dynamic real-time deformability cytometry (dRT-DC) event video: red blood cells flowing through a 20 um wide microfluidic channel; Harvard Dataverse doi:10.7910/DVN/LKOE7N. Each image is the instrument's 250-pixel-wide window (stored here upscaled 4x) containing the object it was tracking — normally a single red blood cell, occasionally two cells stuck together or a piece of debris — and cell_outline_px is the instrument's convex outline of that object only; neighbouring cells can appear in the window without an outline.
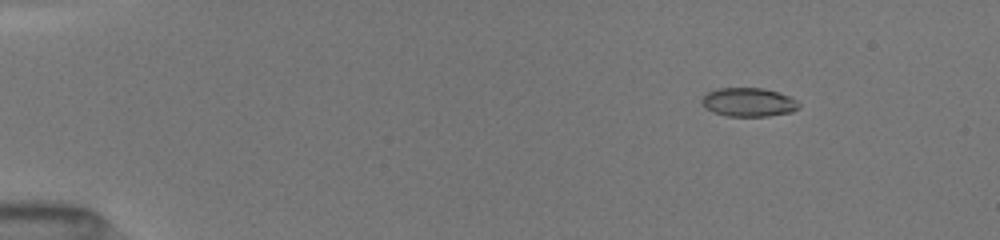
{"species": "common noctule bat (a hibernating species)", "species_latin": "Nyctalus noctula", "temperature_condition": "room temperature", "stored_images_in_passage": 9, "camera_frame_rate_fps": 3000, "um_per_image_px": 0.085, "animal": {"sex": "female", "body_mass_g": 19.5, "forearm_length_mm": 54.1}, "frame": {"image": 1, "passage_image": 4, "time_ms": 2.0, "image_size_px": [1000, 240], "cell_outline_px": [[800, 108], [792, 112], [768, 116], [728, 116], [712, 112], [704, 108], [700, 100], [708, 92], [716, 88], [764, 88], [788, 96], [796, 100], [800, 104]], "centroid_in_image_um": [63.61, 8.69], "position_along_channel_um": 21.4, "area_um2": 16.36}}
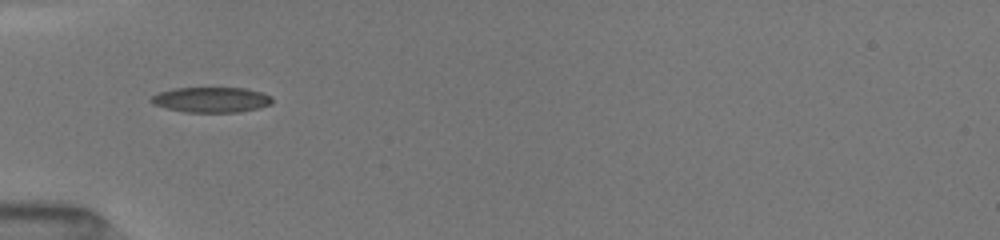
{"frame": {"image": 2, "passage_image": 8, "time_ms": 5.667, "image_size_px": [1000, 240], "cell_outline_px": [[272, 104], [256, 108], [236, 112], [184, 112], [152, 104], [148, 100], [152, 96], [160, 92], [176, 88], [244, 88], [260, 92], [272, 96]], "centroid_in_image_um": [17.94, 8.47], "position_along_channel_um": 67.1, "area_um2": 17.69}}